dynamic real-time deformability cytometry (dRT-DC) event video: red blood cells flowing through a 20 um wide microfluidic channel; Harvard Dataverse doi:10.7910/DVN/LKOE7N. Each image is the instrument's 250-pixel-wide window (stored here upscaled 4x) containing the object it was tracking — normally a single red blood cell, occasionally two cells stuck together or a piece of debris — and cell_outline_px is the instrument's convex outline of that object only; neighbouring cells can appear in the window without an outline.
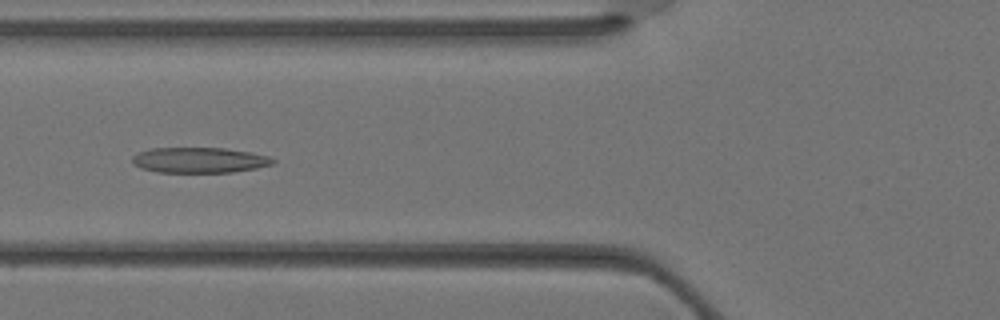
{"species": "Egyptian fruit bat (a non-hibernating species)", "species_latin": "Rousettus aegyptiacus", "temperature_condition": "warm", "stored_images_in_passage": 37, "camera_frame_rate_fps": 3000, "um_per_image_px": 0.085, "animal": {"sex": "female"}, "frame": {"image": 1, "passage_image": 14, "time_ms": 4.333, "image_size_px": [1000, 320], "cell_outline_px": [[276, 160], [272, 164], [256, 168], [232, 172], [156, 172], [140, 168], [132, 164], [132, 156], [140, 152], [152, 148], [224, 148], [252, 152], [268, 156]], "centroid_in_image_um": [16.93, 13.61], "position_along_channel_um": 108.9, "area_um2": 20.87}}
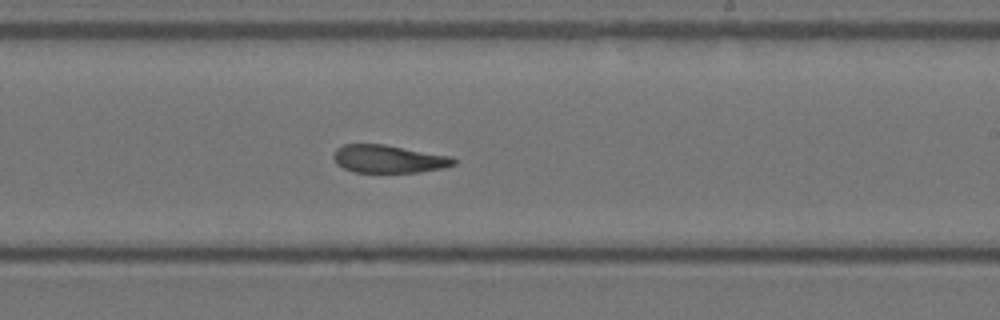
{"frame": {"image": 2, "passage_image": 22, "time_ms": 7.0, "image_size_px": [1000, 320], "cell_outline_px": [[456, 164], [444, 168], [420, 172], [352, 172], [336, 164], [332, 156], [336, 148], [344, 144], [384, 144], [452, 156], [456, 160]], "centroid_in_image_um": [33.03, 13.51], "position_along_channel_um": 256.0, "area_um2": 19.71}}
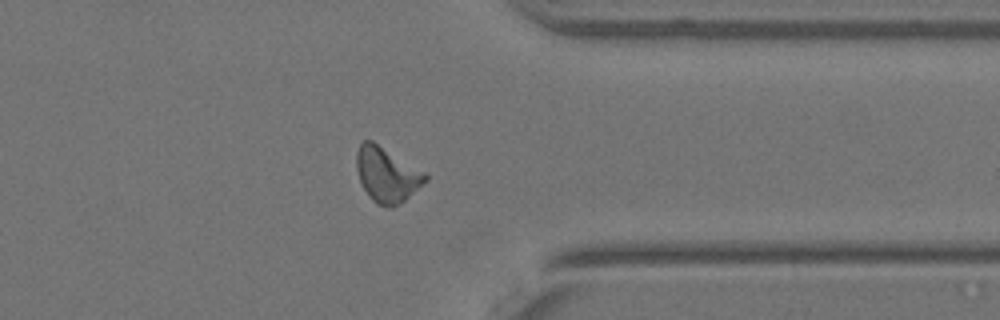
{"frame": {"image": 3, "passage_image": 29, "time_ms": 9.333, "image_size_px": [1000, 320], "cell_outline_px": [[428, 180], [404, 200], [392, 208], [388, 208], [376, 204], [368, 196], [360, 180], [356, 168], [356, 152], [360, 144], [364, 140], [372, 140], [424, 172], [428, 176]], "centroid_in_image_um": [32.86, 14.85], "position_along_channel_um": 378.5, "area_um2": 21.85}}